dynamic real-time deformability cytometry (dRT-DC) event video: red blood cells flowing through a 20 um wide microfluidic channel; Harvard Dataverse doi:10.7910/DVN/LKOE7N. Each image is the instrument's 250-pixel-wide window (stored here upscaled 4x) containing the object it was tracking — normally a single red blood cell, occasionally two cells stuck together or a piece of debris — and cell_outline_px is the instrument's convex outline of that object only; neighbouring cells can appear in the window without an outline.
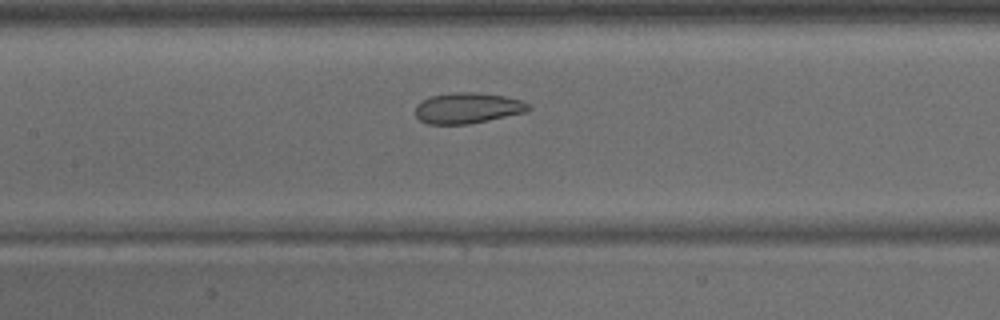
{"species": "common noctule bat (a hibernating species)", "species_latin": "Nyctalus noctula", "temperature_condition": "warm", "stored_images_in_passage": 32, "camera_frame_rate_fps": 3000, "um_per_image_px": 0.085, "animal": {"sex": "male", "body_mass_g": 15.6}, "frame": {"image": 1, "passage_image": 15, "time_ms": 4.667, "image_size_px": [1000, 320], "cell_outline_px": [[532, 108], [524, 112], [488, 120], [468, 124], [428, 124], [420, 120], [416, 116], [416, 104], [432, 96], [456, 92], [476, 92], [504, 96], [520, 100], [532, 104]], "centroid_in_image_um": [39.76, 9.18], "position_along_channel_um": 167.6, "area_um2": 20.11}}
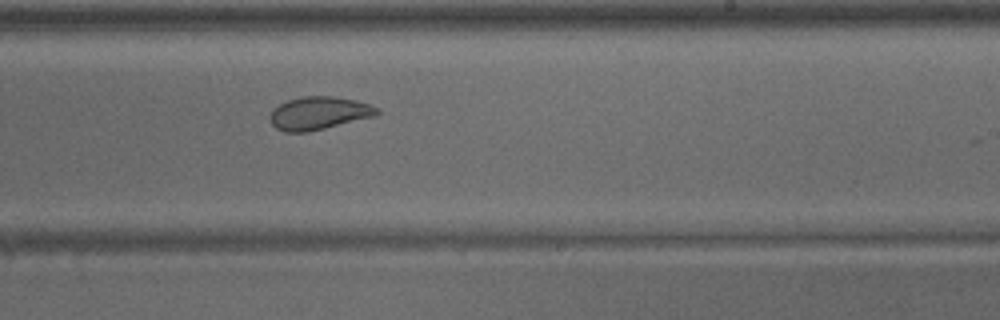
{"frame": {"image": 2, "passage_image": 21, "time_ms": 6.667, "image_size_px": [1000, 320], "cell_outline_px": [[380, 112], [376, 116], [308, 132], [284, 132], [276, 128], [272, 124], [272, 112], [280, 104], [288, 100], [300, 96], [332, 96], [356, 100], [380, 108]], "centroid_in_image_um": [27.16, 9.62], "position_along_channel_um": 261.8, "area_um2": 20.4}}
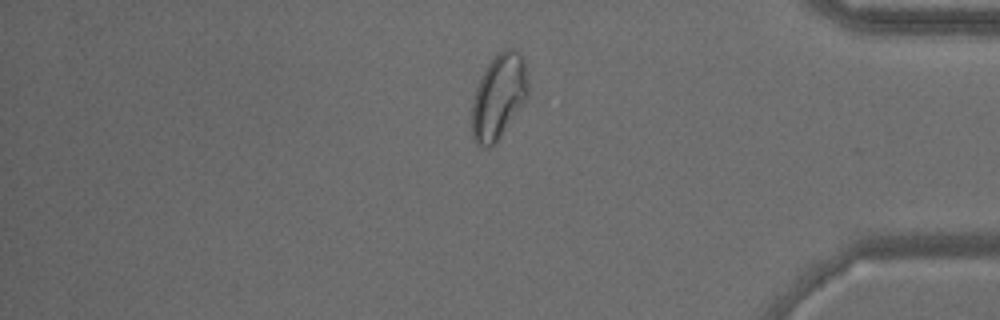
{"frame": {"image": 3, "passage_image": 31, "time_ms": 10.0, "image_size_px": [1000, 320], "cell_outline_px": [[528, 96], [524, 104], [500, 136], [488, 148], [484, 148], [476, 144], [472, 136], [472, 104], [476, 88], [488, 64], [504, 48], [512, 48], [520, 52], [524, 60], [528, 84]], "centroid_in_image_um": [42.4, 8.21], "position_along_channel_um": 392.8, "area_um2": 27.57}}